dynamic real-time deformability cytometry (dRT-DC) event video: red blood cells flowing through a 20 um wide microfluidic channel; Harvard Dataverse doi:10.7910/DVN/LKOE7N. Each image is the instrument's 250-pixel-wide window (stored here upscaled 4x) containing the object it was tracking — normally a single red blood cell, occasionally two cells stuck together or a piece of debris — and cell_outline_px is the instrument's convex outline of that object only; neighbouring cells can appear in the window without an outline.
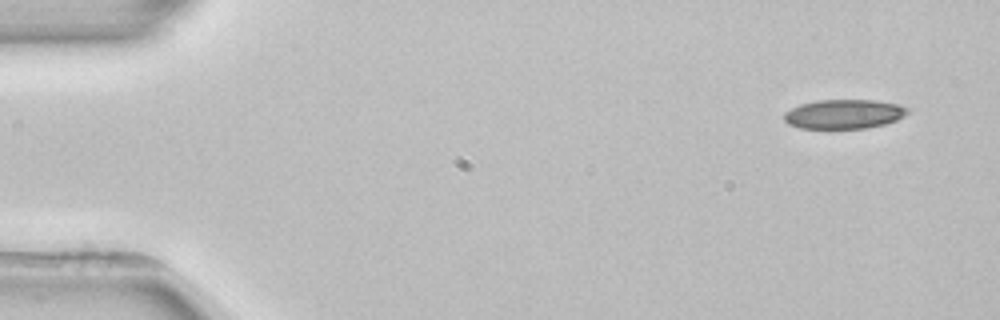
{"species": "common noctule bat (a hibernating species)", "species_latin": "Nyctalus noctula", "temperature_condition": "room temperature", "stored_images_in_passage": 4, "camera_frame_rate_fps": 3000, "um_per_image_px": 0.085, "animal": {"sex": "female", "body_mass_g": 22.7, "forearm_length_mm": 54.2}, "frame": {"image": 1, "passage_image": 1, "time_ms": 0.0, "image_size_px": [1000, 320], "cell_outline_px": [[912, 108], [904, 116], [896, 120], [884, 124], [868, 128], [800, 128], [788, 124], [784, 120], [784, 112], [800, 104], [816, 100], [876, 100], [900, 104]], "centroid_in_image_um": [71.77, 9.68], "position_along_channel_um": 13.2, "area_um2": 21.27}}
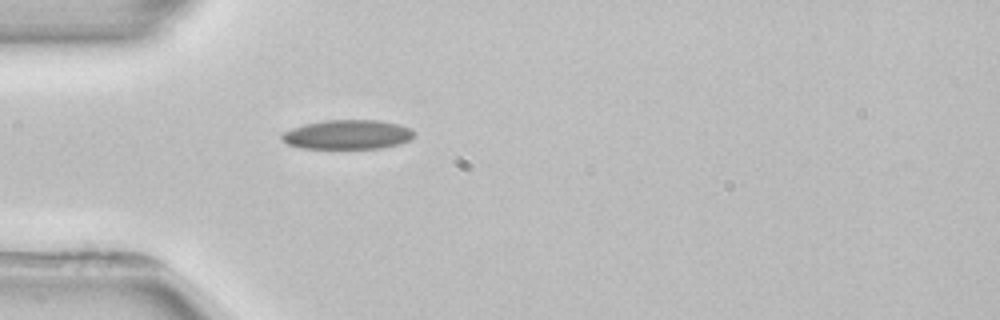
{"frame": {"image": 2, "passage_image": 4, "time_ms": 4.0, "image_size_px": [1000, 320], "cell_outline_px": [[416, 136], [412, 140], [400, 144], [380, 148], [300, 148], [288, 144], [280, 136], [280, 132], [304, 124], [324, 120], [380, 120], [400, 124], [412, 128], [416, 132]], "centroid_in_image_um": [29.6, 11.43], "position_along_channel_um": 55.4, "area_um2": 23.0}}